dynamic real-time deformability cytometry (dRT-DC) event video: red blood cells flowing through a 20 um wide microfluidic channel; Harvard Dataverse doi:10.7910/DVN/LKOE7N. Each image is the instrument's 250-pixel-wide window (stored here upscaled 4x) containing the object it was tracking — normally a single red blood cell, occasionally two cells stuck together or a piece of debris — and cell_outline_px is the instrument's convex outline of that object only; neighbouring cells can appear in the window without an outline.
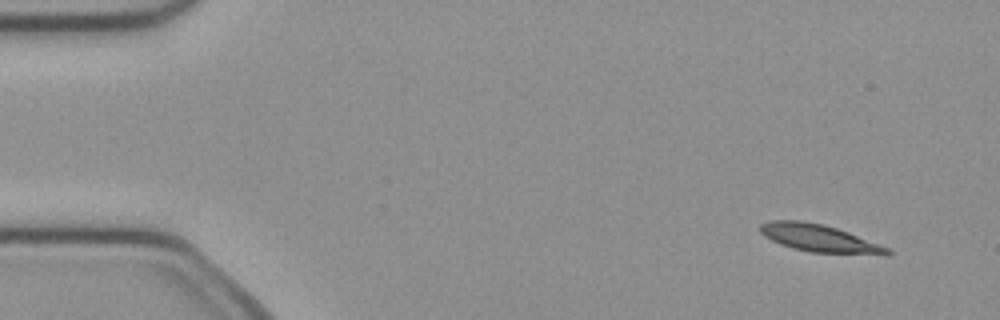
{"species": "common noctule bat (a hibernating species)", "species_latin": "Nyctalus noctula", "temperature_condition": "cold", "stored_images_in_passage": 49, "segment_of_instrument_passage": [1, 2], "camera_frame_rate_fps": 3000, "um_per_image_px": 0.085, "animal": {"sex": "female", "body_mass_g": 21.9}, "frame": {"image": 1, "passage_image": 1, "time_ms": 0.0, "image_size_px": [1000, 320], "cell_outline_px": [[892, 252], [888, 256], [812, 252], [792, 248], [780, 244], [764, 236], [760, 232], [760, 224], [772, 220], [800, 220], [824, 224], [848, 232], [888, 248]], "centroid_in_image_um": [69.65, 20.26], "position_along_channel_um": 15.3, "area_um2": 20.4}}
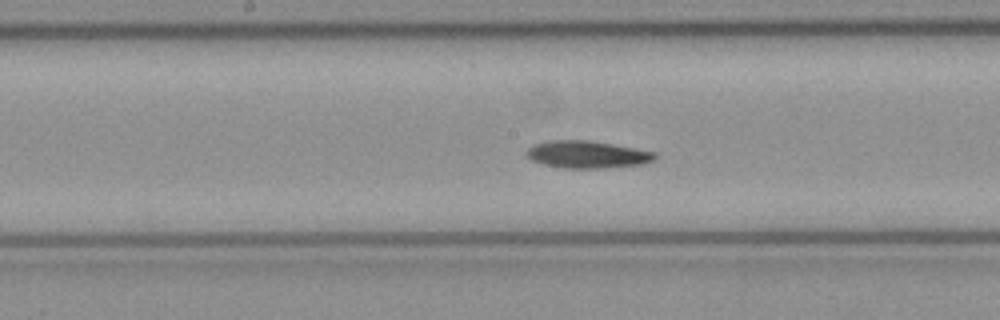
{"frame": {"image": 2, "passage_image": 23, "time_ms": 7.333, "image_size_px": [1000, 320], "cell_outline_px": [[656, 160], [640, 164], [604, 168], [564, 168], [544, 164], [532, 160], [524, 152], [532, 144], [548, 140], [588, 140], [612, 144], [656, 152]], "centroid_in_image_um": [49.89, 13.12], "position_along_channel_um": 198.3, "area_um2": 20.4}}
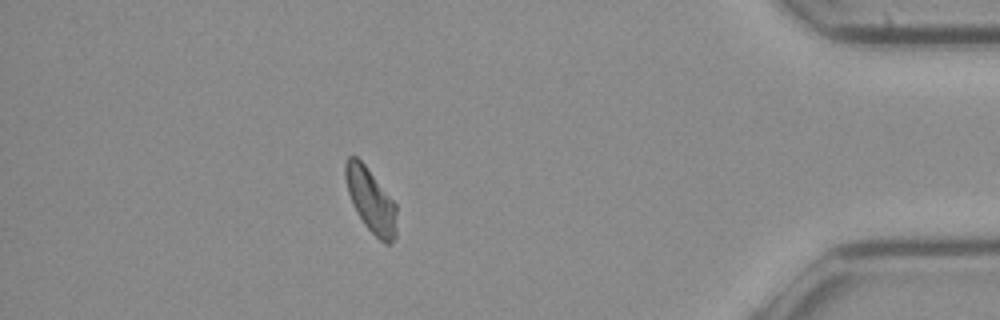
{"frame": {"image": 3, "passage_image": 42, "time_ms": 13.667, "image_size_px": [1000, 320], "cell_outline_px": [[396, 236], [388, 244], [384, 244], [364, 224], [356, 212], [352, 204], [348, 192], [344, 176], [344, 160], [348, 156], [356, 156], [364, 164], [396, 204]], "centroid_in_image_um": [31.49, 17.01], "position_along_channel_um": 403.7, "area_um2": 19.02}}